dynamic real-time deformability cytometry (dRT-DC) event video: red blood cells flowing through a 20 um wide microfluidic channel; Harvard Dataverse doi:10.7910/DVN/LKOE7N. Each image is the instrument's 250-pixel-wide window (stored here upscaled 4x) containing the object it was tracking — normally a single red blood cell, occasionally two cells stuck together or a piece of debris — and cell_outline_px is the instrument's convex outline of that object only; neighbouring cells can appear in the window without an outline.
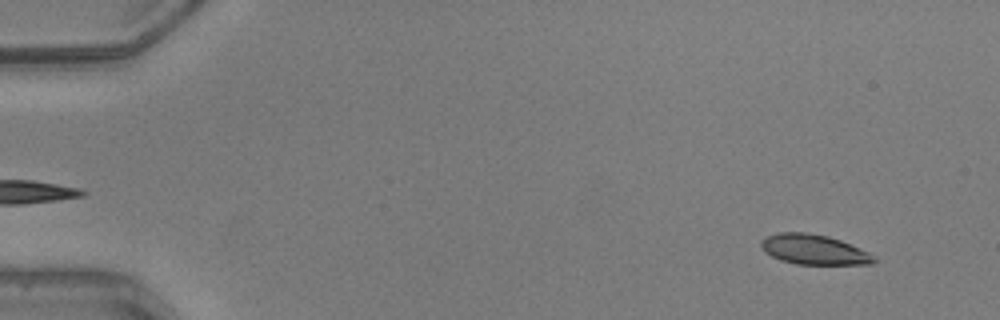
{"species": "common noctule bat (a hibernating species)", "species_latin": "Nyctalus noctula", "temperature_condition": "warm", "stored_images_in_passage": 48, "camera_frame_rate_fps": 3000, "um_per_image_px": 0.085, "animal": {"sex": "male", "body_mass_g": 20.5, "forearm_length_mm": 52.5}, "frame": {"image": 1, "passage_image": 4, "time_ms": 1.0, "image_size_px": [1000, 320], "cell_outline_px": [[880, 260], [872, 264], [796, 264], [780, 260], [764, 252], [760, 244], [760, 240], [764, 236], [780, 232], [804, 232], [828, 236], [840, 240], [860, 248], [876, 256]], "centroid_in_image_um": [69.18, 21.21], "position_along_channel_um": 15.8, "area_um2": 19.94}}
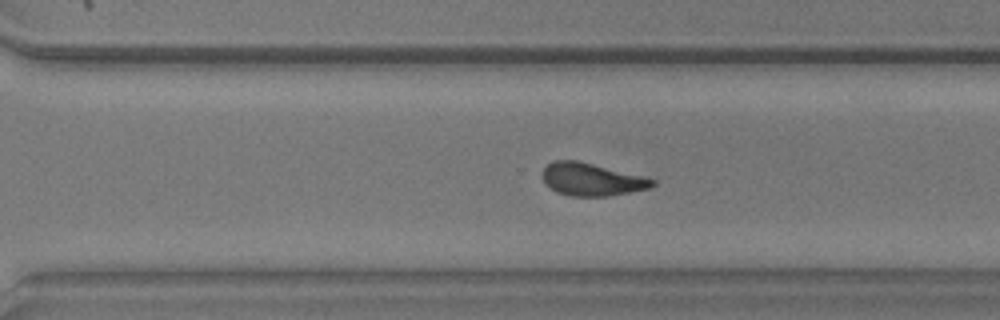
{"frame": {"image": 2, "passage_image": 35, "time_ms": 11.333, "image_size_px": [1000, 320], "cell_outline_px": [[656, 184], [648, 188], [628, 192], [604, 196], [568, 196], [556, 192], [544, 184], [540, 172], [552, 160], [576, 160], [644, 176], [656, 180]], "centroid_in_image_um": [50.22, 15.24], "position_along_channel_um": 320.4, "area_um2": 20.98}}
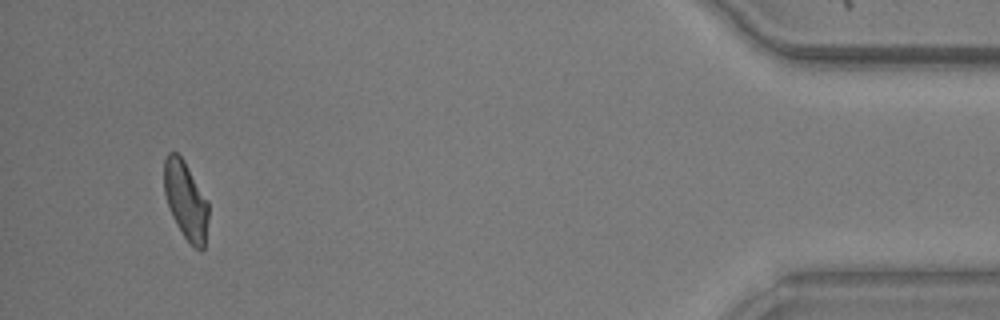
{"frame": {"image": 3, "passage_image": 47, "time_ms": 15.333, "image_size_px": [1000, 320], "cell_outline_px": [[208, 220], [204, 248], [200, 252], [184, 236], [176, 224], [172, 216], [164, 192], [164, 160], [168, 152], [176, 152], [184, 160], [208, 200]], "centroid_in_image_um": [15.8, 17.02], "position_along_channel_um": 419.4, "area_um2": 20.11}}